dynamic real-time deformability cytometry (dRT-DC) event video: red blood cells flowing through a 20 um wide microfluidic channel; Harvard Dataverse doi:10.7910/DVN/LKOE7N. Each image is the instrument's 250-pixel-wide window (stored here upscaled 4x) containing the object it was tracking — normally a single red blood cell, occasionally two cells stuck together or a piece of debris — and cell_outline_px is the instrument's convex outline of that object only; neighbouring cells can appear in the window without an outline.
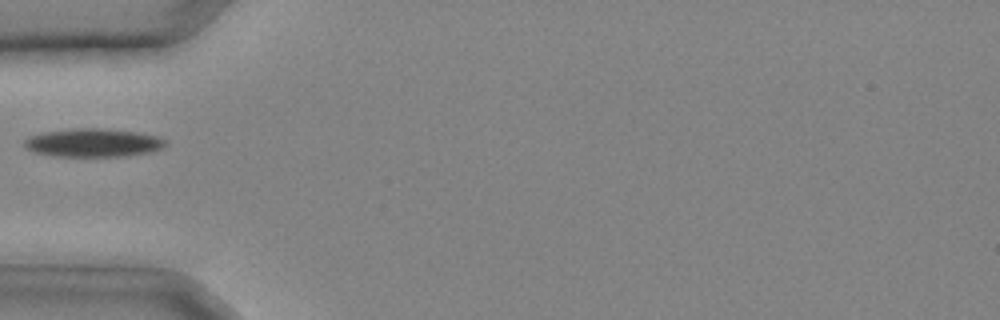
{"species": "common noctule bat (a hibernating species)", "species_latin": "Nyctalus noctula", "temperature_condition": "cold", "stored_images_in_passage": 20, "camera_frame_rate_fps": 3000, "um_per_image_px": 0.085, "animal": {"sex": "male", "body_mass_g": 20.4}, "frame": {"image": 1, "passage_image": 1, "time_ms": 0.0, "image_size_px": [1000, 320], "cell_outline_px": [[168, 144], [164, 148], [152, 152], [128, 156], [56, 156], [36, 152], [24, 148], [24, 140], [28, 136], [40, 132], [72, 128], [100, 128], [136, 132], [156, 136], [168, 140]], "centroid_in_image_um": [7.94, 12.13], "position_along_channel_um": 77.1, "area_um2": 23.64}}
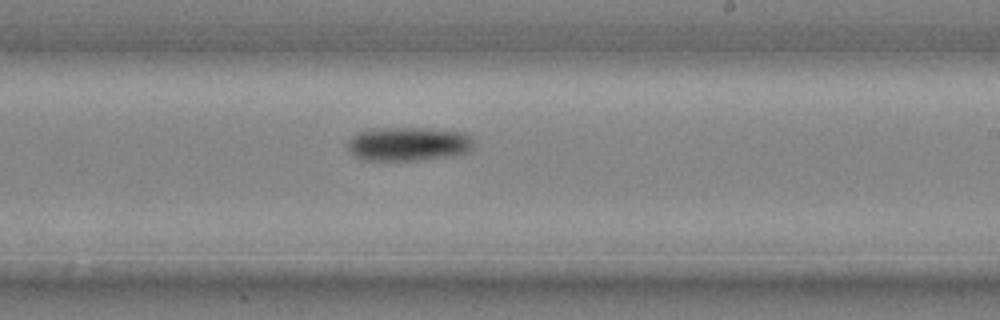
{"frame": {"image": 2, "passage_image": 10, "time_ms": 3.0, "image_size_px": [1000, 320], "cell_outline_px": [[472, 148], [468, 152], [448, 156], [416, 160], [368, 160], [356, 156], [348, 148], [348, 140], [356, 132], [372, 128], [420, 128], [464, 132], [472, 136]], "centroid_in_image_um": [34.7, 12.22], "position_along_channel_um": 254.3, "area_um2": 24.74}}
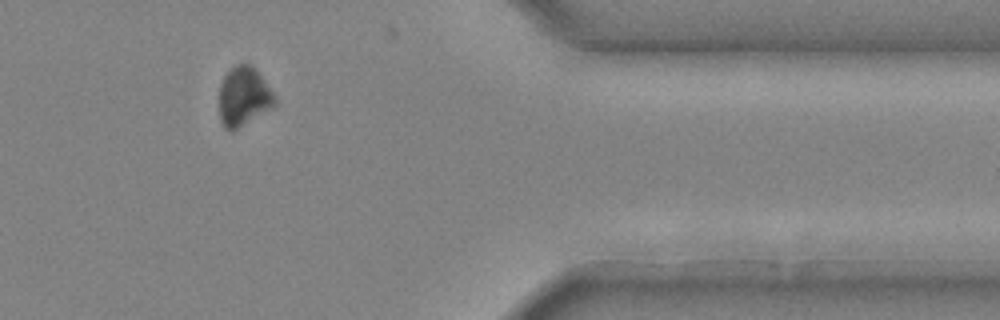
{"frame": {"image": 3, "passage_image": 18, "time_ms": 5.667, "image_size_px": [1000, 320], "cell_outline_px": [[276, 104], [272, 108], [232, 132], [228, 132], [224, 128], [220, 120], [220, 84], [224, 76], [236, 64], [248, 64], [256, 68], [272, 92], [276, 100]], "centroid_in_image_um": [20.7, 8.23], "position_along_channel_um": 390.7, "area_um2": 19.13}}